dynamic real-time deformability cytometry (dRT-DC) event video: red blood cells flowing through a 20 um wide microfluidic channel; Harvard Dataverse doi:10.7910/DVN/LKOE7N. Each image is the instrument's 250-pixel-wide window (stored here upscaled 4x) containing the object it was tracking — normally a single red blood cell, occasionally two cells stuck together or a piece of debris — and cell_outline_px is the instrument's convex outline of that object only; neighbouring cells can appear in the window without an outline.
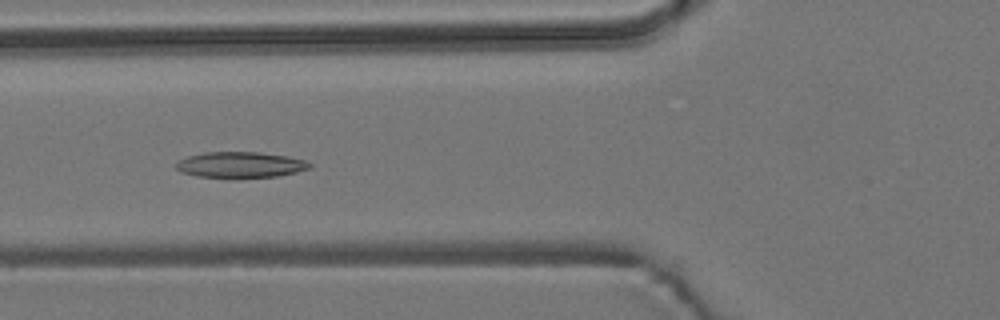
{"species": "common noctule bat (a hibernating species)", "species_latin": "Nyctalus noctula", "temperature_condition": "room temperature", "stored_images_in_passage": 6, "camera_frame_rate_fps": 3000, "um_per_image_px": 0.085, "animal": {"sex": "male", "body_mass_g": 19.2, "forearm_length_mm": 51.8}, "frame": {"image": 1, "passage_image": 6, "time_ms": 5.667, "image_size_px": [1000, 320], "cell_outline_px": [[312, 168], [296, 172], [276, 176], [196, 176], [180, 172], [176, 168], [176, 164], [180, 160], [188, 156], [204, 152], [260, 152], [288, 156], [304, 160], [312, 164]], "centroid_in_image_um": [20.45, 13.98], "position_along_channel_um": 105.3, "area_um2": 19.65}}